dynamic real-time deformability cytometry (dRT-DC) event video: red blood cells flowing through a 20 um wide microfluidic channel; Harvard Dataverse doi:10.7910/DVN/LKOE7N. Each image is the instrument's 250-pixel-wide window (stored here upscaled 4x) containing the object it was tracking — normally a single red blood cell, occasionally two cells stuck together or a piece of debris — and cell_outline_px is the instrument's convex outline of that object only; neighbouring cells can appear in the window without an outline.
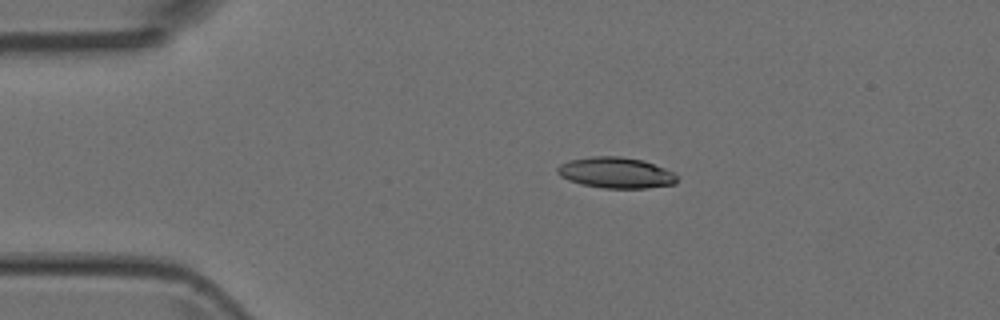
{"species": "Egyptian fruit bat (a non-hibernating species)", "species_latin": "Rousettus aegyptiacus", "temperature_condition": "room temperature", "stored_images_in_passage": 2, "camera_frame_rate_fps": 3000, "um_per_image_px": 0.085, "animal": {"sex": "female"}, "frame": {"image": 1, "passage_image": 1, "time_ms": 0.0, "image_size_px": [1000, 320], "cell_outline_px": [[680, 176], [676, 184], [648, 188], [604, 188], [580, 184], [568, 180], [560, 176], [556, 172], [556, 168], [560, 164], [568, 160], [592, 156], [620, 156], [644, 160], [676, 172]], "centroid_in_image_um": [52.39, 14.68], "position_along_channel_um": 32.6, "area_um2": 22.02}}